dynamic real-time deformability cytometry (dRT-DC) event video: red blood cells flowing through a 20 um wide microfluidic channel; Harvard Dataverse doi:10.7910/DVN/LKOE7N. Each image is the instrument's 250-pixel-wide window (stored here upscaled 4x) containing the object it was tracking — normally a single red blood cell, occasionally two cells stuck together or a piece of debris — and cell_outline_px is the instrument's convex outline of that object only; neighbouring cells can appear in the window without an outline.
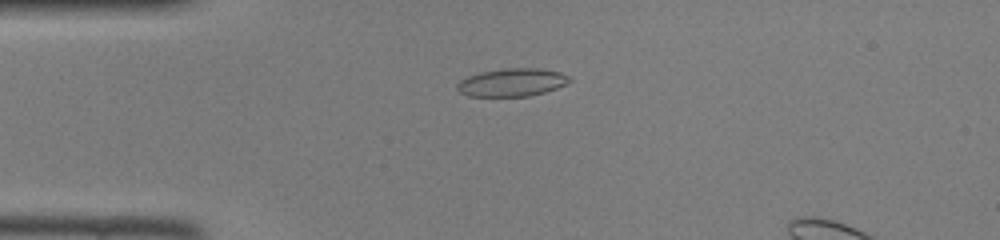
{"species": "common noctule bat (a hibernating species)", "species_latin": "Nyctalus noctula", "temperature_condition": "room temperature", "stored_images_in_passage": 43, "camera_frame_rate_fps": 3000, "um_per_image_px": 0.085, "animal": {"sex": "female", "body_mass_g": 22.0, "forearm_length_mm": 56.7}, "frame": {"image": 1, "passage_image": 11, "time_ms": 3.333, "image_size_px": [1000, 240], "cell_outline_px": [[572, 80], [556, 88], [544, 92], [528, 96], [468, 96], [460, 92], [456, 88], [456, 84], [460, 80], [468, 76], [480, 72], [504, 68], [540, 68], [560, 72], [568, 76]], "centroid_in_image_um": [43.49, 6.99], "position_along_channel_um": 41.5, "area_um2": 18.26}}
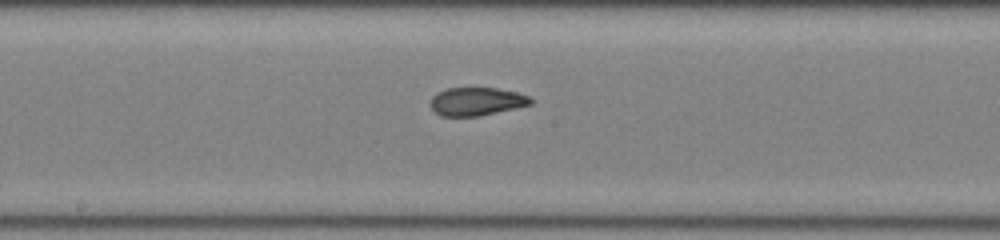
{"frame": {"image": 2, "passage_image": 24, "time_ms": 7.667, "image_size_px": [1000, 240], "cell_outline_px": [[532, 104], [480, 116], [440, 116], [432, 108], [432, 96], [436, 92], [448, 88], [496, 88], [516, 92], [528, 96], [532, 100]], "centroid_in_image_um": [40.5, 8.62], "position_along_channel_um": 207.7, "area_um2": 16.3}}
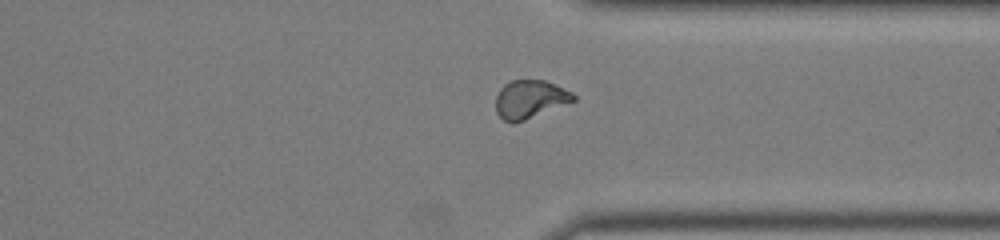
{"frame": {"image": 3, "passage_image": 35, "time_ms": 11.333, "image_size_px": [1000, 240], "cell_outline_px": [[576, 100], [524, 120], [512, 124], [504, 120], [496, 112], [496, 96], [500, 88], [504, 84], [512, 80], [544, 80], [572, 92], [576, 96]], "centroid_in_image_um": [45.02, 8.43], "position_along_channel_um": 366.4, "area_um2": 17.17}}